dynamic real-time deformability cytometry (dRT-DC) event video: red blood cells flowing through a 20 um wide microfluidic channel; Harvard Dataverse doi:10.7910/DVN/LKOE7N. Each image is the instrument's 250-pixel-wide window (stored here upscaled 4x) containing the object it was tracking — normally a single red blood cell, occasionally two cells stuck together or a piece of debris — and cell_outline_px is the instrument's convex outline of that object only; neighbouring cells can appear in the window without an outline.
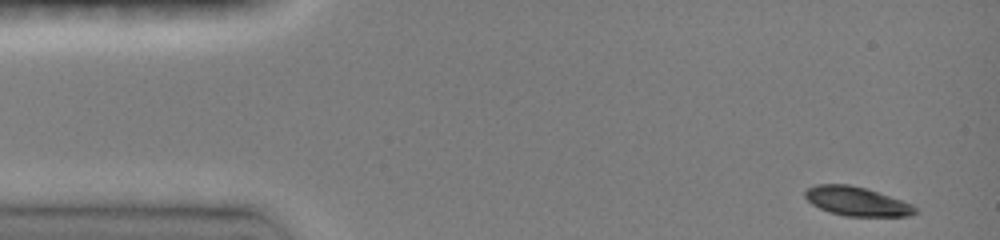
{"species": "common noctule bat (a hibernating species)", "species_latin": "Nyctalus noctula", "temperature_condition": "room temperature", "stored_images_in_passage": 50, "camera_frame_rate_fps": 3000, "um_per_image_px": 0.085, "animal": {"sex": "female", "body_mass_g": 19.0, "forearm_length_mm": 51.5}, "frame": {"image": 1, "passage_image": 1, "time_ms": 0.0, "image_size_px": [1000, 240], "cell_outline_px": [[916, 212], [908, 216], [844, 216], [828, 212], [812, 204], [804, 196], [804, 192], [808, 188], [816, 184], [848, 184], [864, 188], [912, 204], [916, 208]], "centroid_in_image_um": [72.77, 17.12], "position_along_channel_um": 12.2, "area_um2": 18.38}}
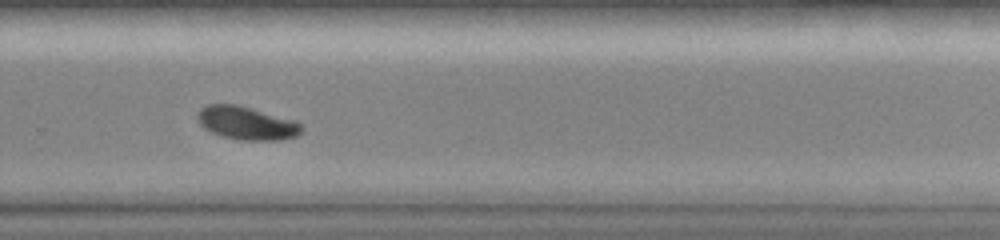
{"frame": {"image": 2, "passage_image": 37, "time_ms": 10.0, "image_size_px": [1000, 240], "cell_outline_px": [[304, 128], [296, 136], [280, 140], [244, 140], [220, 136], [204, 128], [200, 124], [196, 116], [200, 108], [208, 104], [236, 104], [296, 120]], "centroid_in_image_um": [20.96, 10.46], "position_along_channel_um": 308.8, "area_um2": 20.17}}
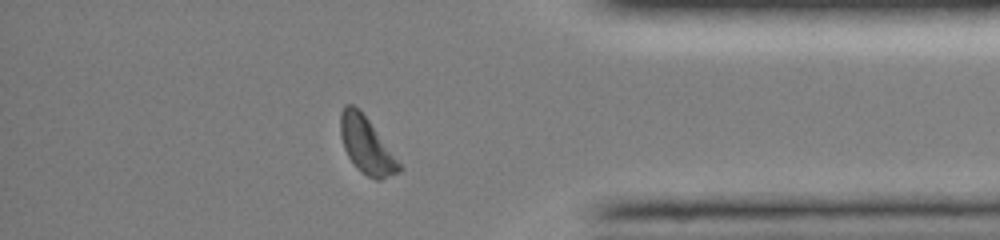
{"frame": {"image": 3, "passage_image": 46, "time_ms": 12.667, "image_size_px": [1000, 240], "cell_outline_px": [[404, 168], [400, 172], [380, 180], [376, 180], [360, 172], [356, 168], [348, 156], [344, 148], [340, 136], [340, 112], [344, 104], [352, 104], [360, 108]], "centroid_in_image_um": [31.14, 12.34], "position_along_channel_um": 404.1, "area_um2": 19.54}, "authors_computed_cell_mechanics": {"area_um2": 19.7676, "velocity_mm_per_s": 3.9904, "shape_relaxation_time_tau1_ms": 2.6942, "shape_relaxation_time_tau2_ms": null, "deformation_change_tau1": 0.1306, "deformation_change_tau2": null}}